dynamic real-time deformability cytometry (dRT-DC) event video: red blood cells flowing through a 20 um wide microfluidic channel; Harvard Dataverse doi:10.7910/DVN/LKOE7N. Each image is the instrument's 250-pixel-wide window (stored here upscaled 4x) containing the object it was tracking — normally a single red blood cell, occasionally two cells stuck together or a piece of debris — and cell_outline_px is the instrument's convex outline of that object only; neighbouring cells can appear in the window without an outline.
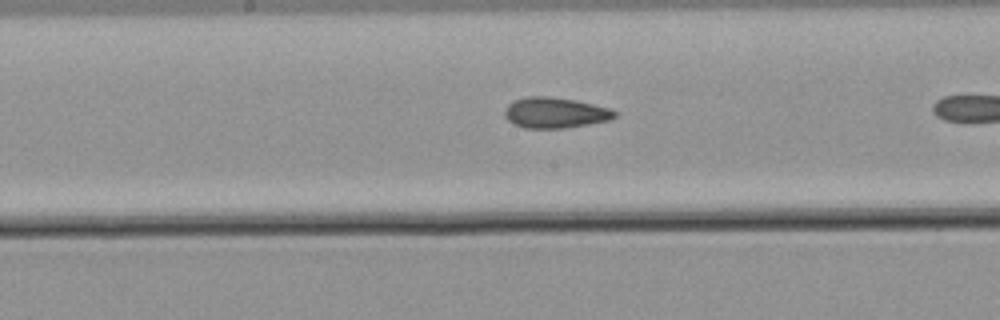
{"species": "common noctule bat (a hibernating species)", "species_latin": "Nyctalus noctula", "temperature_condition": "warm", "stored_images_in_passage": 16, "camera_frame_rate_fps": 3000, "um_per_image_px": 0.085, "animal": {"sex": "male", "body_mass_g": 21.5, "forearm_length_mm": 52.0}, "frame": {"image": 1, "passage_image": 12, "time_ms": 3.667, "image_size_px": [1000, 320], "cell_outline_px": [[616, 116], [608, 120], [588, 124], [564, 128], [524, 128], [508, 120], [504, 116], [504, 112], [508, 104], [512, 100], [524, 96], [548, 96], [576, 100], [612, 108], [616, 112]], "centroid_in_image_um": [47.17, 9.56], "position_along_channel_um": 201.0, "area_um2": 19.77}}